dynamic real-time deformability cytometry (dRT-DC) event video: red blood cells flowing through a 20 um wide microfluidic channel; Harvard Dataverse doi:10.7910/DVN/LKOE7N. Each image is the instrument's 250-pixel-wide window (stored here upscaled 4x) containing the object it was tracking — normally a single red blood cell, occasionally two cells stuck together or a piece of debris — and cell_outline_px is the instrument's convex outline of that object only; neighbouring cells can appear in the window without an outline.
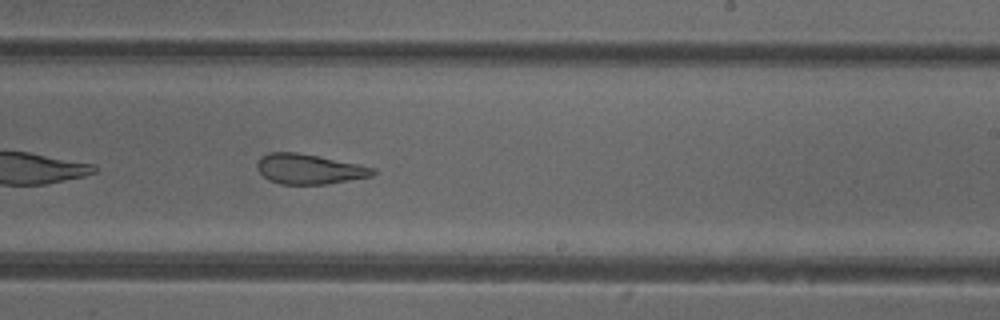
{"species": "common noctule bat (a hibernating species)", "species_latin": "Nyctalus noctula", "temperature_condition": "cold", "stored_images_in_passage": 36, "camera_frame_rate_fps": 3000, "um_per_image_px": 0.085, "animal": {"sex": "female"}, "frame": {"image": 1, "passage_image": 16, "time_ms": 5.0, "image_size_px": [1000, 320], "cell_outline_px": [[376, 172], [372, 176], [328, 184], [280, 184], [268, 180], [256, 168], [256, 164], [260, 156], [268, 152], [296, 152], [376, 168]], "centroid_in_image_um": [26.23, 14.37], "position_along_channel_um": 262.8, "area_um2": 20.17}, "authors_computed_cell_mechanics": {"area_um2": 22.542, "velocity_mm_per_s": 3.9356, "shape_relaxation_time_tau1_ms": null, "shape_relaxation_time_tau2_ms": 2.2114, "deformation_change_tau1": null, "deformation_change_tau2": 0.1126}}